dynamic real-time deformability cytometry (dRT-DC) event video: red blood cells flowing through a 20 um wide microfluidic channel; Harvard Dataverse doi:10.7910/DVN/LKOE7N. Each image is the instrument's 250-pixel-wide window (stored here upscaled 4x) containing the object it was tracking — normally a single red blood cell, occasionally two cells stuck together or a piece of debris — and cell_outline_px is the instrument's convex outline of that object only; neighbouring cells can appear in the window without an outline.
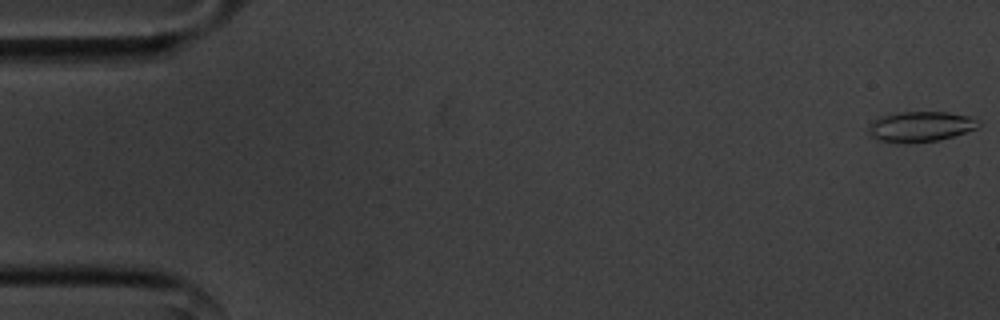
{"species": "common noctule bat (a hibernating species)", "species_latin": "Nyctalus noctula", "temperature_condition": "cold", "stored_images_in_passage": 14, "camera_frame_rate_fps": 3000, "um_per_image_px": 0.085, "animal": {"sex": "male", "body_mass_g": 20.1, "forearm_length_mm": 53.5}, "frame": {"image": 1, "passage_image": 1, "time_ms": 0.0, "image_size_px": [1000, 320], "cell_outline_px": [[980, 124], [976, 128], [940, 140], [912, 144], [876, 140], [868, 136], [868, 124], [872, 120], [896, 112], [948, 112], [972, 116], [980, 120]], "centroid_in_image_um": [78.21, 10.77], "position_along_channel_um": 6.8, "area_um2": 19.83}}